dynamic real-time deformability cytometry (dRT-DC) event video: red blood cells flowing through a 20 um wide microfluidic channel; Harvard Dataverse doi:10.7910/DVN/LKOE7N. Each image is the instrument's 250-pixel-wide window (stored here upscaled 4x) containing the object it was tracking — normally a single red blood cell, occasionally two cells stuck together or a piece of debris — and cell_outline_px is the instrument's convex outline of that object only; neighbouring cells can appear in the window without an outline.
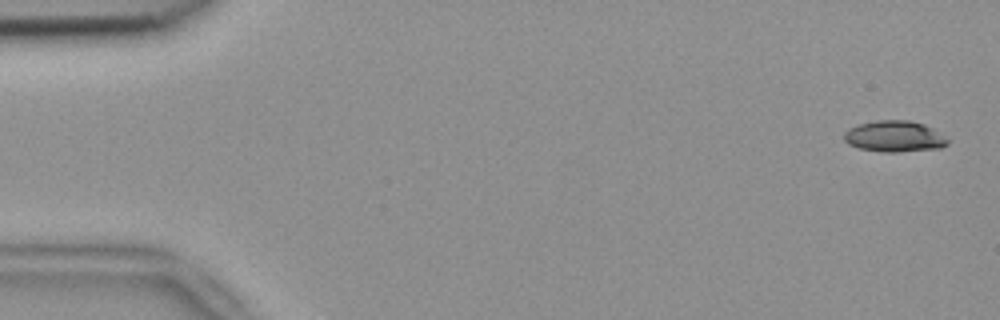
{"species": "common noctule bat (a hibernating species)", "species_latin": "Nyctalus noctula", "temperature_condition": "room temperature", "stored_images_in_passage": 54, "camera_frame_rate_fps": 3000, "um_per_image_px": 0.085, "animal": {"sex": "female", "body_mass_g": 18.4}, "frame": {"image": 1, "passage_image": 2, "time_ms": 0.333, "image_size_px": [1000, 320], "cell_outline_px": [[948, 144], [940, 148], [900, 152], [880, 152], [856, 148], [848, 144], [844, 140], [844, 132], [848, 128], [856, 124], [876, 120], [908, 120], [924, 124], [932, 128], [944, 136], [948, 140]], "centroid_in_image_um": [75.98, 11.6], "position_along_channel_um": 9.0, "area_um2": 19.07}}
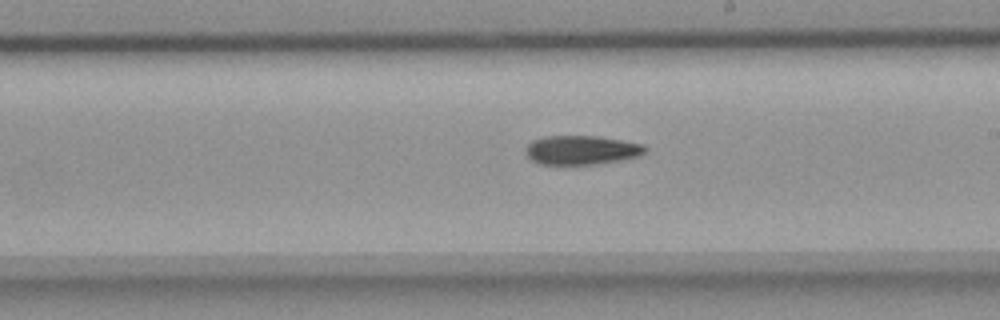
{"frame": {"image": 2, "passage_image": 31, "time_ms": 10.0, "image_size_px": [1000, 320], "cell_outline_px": [[648, 148], [640, 156], [620, 160], [592, 164], [540, 164], [532, 160], [528, 156], [528, 144], [532, 140], [544, 136], [596, 136], [644, 144]], "centroid_in_image_um": [49.46, 12.75], "position_along_channel_um": 239.5, "area_um2": 20.0}}
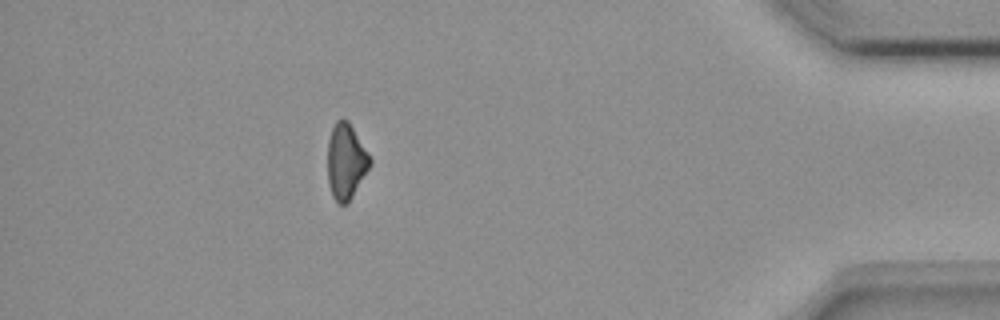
{"frame": {"image": 3, "passage_image": 48, "time_ms": 15.667, "image_size_px": [1000, 320], "cell_outline_px": [[372, 164], [348, 204], [340, 204], [332, 196], [328, 184], [328, 140], [332, 128], [336, 120], [348, 120], [368, 152], [372, 160]], "centroid_in_image_um": [29.42, 13.74], "position_along_channel_um": 405.8, "area_um2": 18.73}, "authors_computed_cell_mechanics": {"area_um2": 19.7676, "velocity_mm_per_s": 3.7911, "shape_relaxation_time_tau1_ms": 9.1555, "shape_relaxation_time_tau2_ms": null, "deformation_change_tau1": 0.19, "deformation_change_tau2": null}}